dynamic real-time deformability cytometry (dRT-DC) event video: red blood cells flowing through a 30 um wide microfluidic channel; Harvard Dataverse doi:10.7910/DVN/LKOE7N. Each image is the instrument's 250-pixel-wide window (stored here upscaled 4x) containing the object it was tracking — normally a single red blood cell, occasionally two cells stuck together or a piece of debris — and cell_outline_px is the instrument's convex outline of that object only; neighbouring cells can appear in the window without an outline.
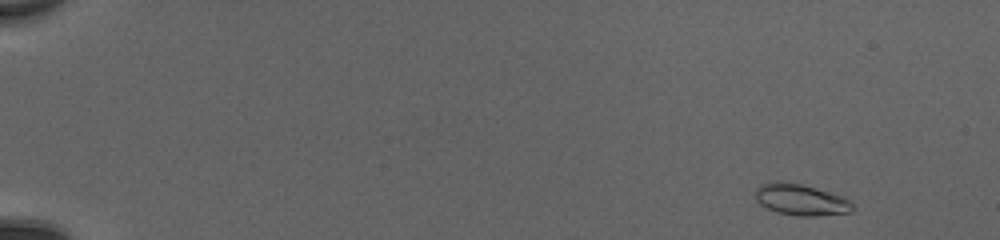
{"species": "common noctule bat (a hibernating species)", "species_latin": "Nyctalus noctula", "temperature_condition": "cold", "stored_images_in_passage": 49, "camera_frame_rate_fps": 3000, "um_per_image_px": 0.085, "animal": {"sex": "female", "body_mass_g": 20.0, "forearm_length_mm": 54.0}, "frame": {"image": 1, "passage_image": 2, "time_ms": 0.333, "image_size_px": [1000, 240], "cell_outline_px": [[852, 212], [816, 216], [796, 216], [776, 212], [760, 204], [756, 200], [756, 188], [760, 184], [776, 180], [780, 180], [800, 184], [840, 196], [848, 200], [852, 204]], "centroid_in_image_um": [68.01, 16.98], "position_along_channel_um": 17.0, "area_um2": 17.57}}
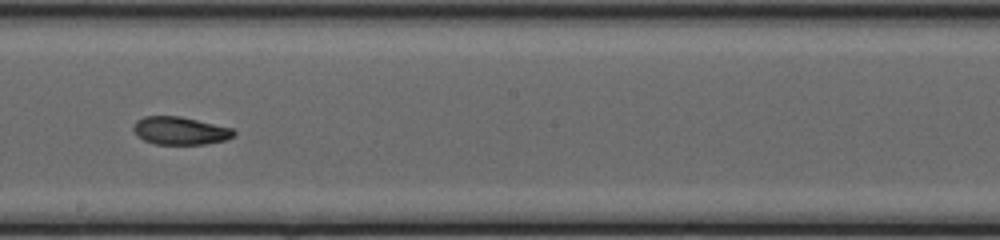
{"frame": {"image": 2, "passage_image": 29, "time_ms": 9.333, "image_size_px": [1000, 240], "cell_outline_px": [[236, 132], [232, 136], [224, 140], [204, 144], [156, 144], [144, 140], [136, 136], [132, 128], [136, 120], [144, 116], [180, 116], [232, 128]], "centroid_in_image_um": [15.26, 11.1], "position_along_channel_um": 232.9, "area_um2": 16.24}}
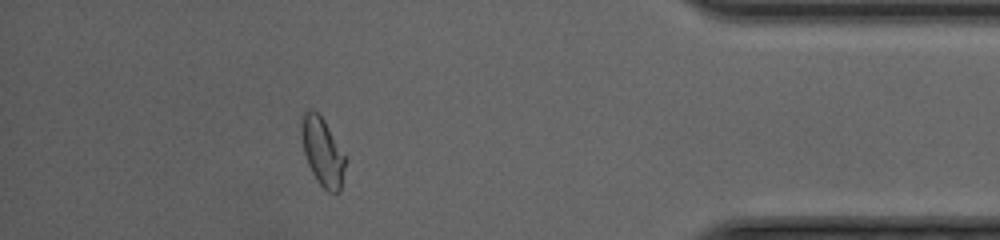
{"frame": {"image": 3, "passage_image": 44, "time_ms": 14.333, "image_size_px": [1000, 240], "cell_outline_px": [[344, 168], [340, 192], [328, 192], [316, 180], [308, 164], [304, 152], [300, 132], [300, 128], [304, 112], [308, 108], [312, 108], [324, 120], [344, 156]], "centroid_in_image_um": [27.37, 12.89], "position_along_channel_um": 407.8, "area_um2": 16.99}, "authors_computed_cell_mechanics": {"area_um2": 16.9932, "velocity_mm_per_s": 4.1711, "shape_relaxation_time_tau1_ms": null, "shape_relaxation_time_tau2_ms": 1.8557, "deformation_change_tau1": null, "deformation_change_tau2": 0.0656}}